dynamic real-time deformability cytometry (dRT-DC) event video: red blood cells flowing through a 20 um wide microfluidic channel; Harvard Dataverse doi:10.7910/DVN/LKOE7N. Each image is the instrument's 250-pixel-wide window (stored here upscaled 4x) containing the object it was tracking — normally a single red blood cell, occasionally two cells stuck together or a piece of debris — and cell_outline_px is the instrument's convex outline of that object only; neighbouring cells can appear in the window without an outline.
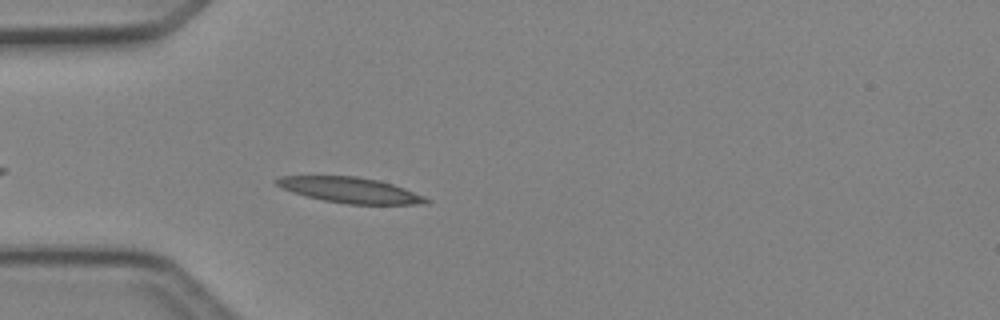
{"species": "Egyptian fruit bat (a non-hibernating species)", "species_latin": "Rousettus aegyptiacus", "temperature_condition": "cold", "stored_images_in_passage": 29, "camera_frame_rate_fps": 3000, "um_per_image_px": 0.085, "animal": {"sex": "female"}, "frame": {"image": 1, "passage_image": 4, "time_ms": 1.0, "image_size_px": [1000, 320], "cell_outline_px": [[432, 200], [428, 204], [348, 204], [324, 200], [292, 192], [276, 184], [272, 180], [280, 176], [356, 176], [380, 180], [404, 188], [424, 196]], "centroid_in_image_um": [29.79, 16.15], "position_along_channel_um": 55.2, "area_um2": 22.2}}
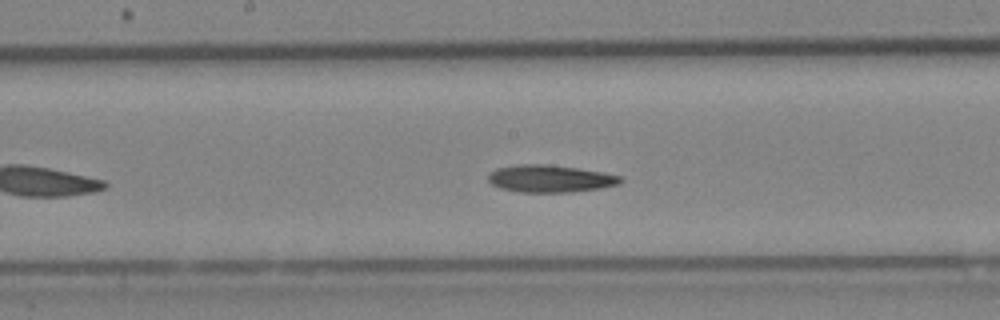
{"frame": {"image": 2, "passage_image": 15, "time_ms": 4.667, "image_size_px": [1000, 320], "cell_outline_px": [[624, 180], [620, 184], [600, 188], [568, 192], [520, 192], [500, 188], [492, 184], [488, 180], [488, 172], [496, 168], [516, 164], [544, 164], [576, 168], [600, 172], [620, 176]], "centroid_in_image_um": [46.71, 15.18], "position_along_channel_um": 201.5, "area_um2": 20.98}}
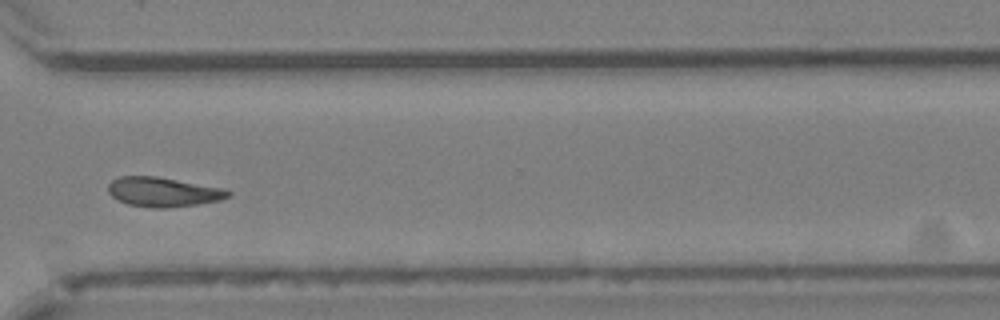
{"frame": {"image": 3, "passage_image": 26, "time_ms": 8.333, "image_size_px": [1000, 320], "cell_outline_px": [[232, 192], [228, 196], [220, 200], [196, 204], [168, 208], [152, 208], [128, 204], [116, 200], [108, 192], [108, 184], [112, 180], [120, 176], [156, 176], [220, 188]], "centroid_in_image_um": [13.8, 16.32], "position_along_channel_um": 356.8, "area_um2": 20.4}}